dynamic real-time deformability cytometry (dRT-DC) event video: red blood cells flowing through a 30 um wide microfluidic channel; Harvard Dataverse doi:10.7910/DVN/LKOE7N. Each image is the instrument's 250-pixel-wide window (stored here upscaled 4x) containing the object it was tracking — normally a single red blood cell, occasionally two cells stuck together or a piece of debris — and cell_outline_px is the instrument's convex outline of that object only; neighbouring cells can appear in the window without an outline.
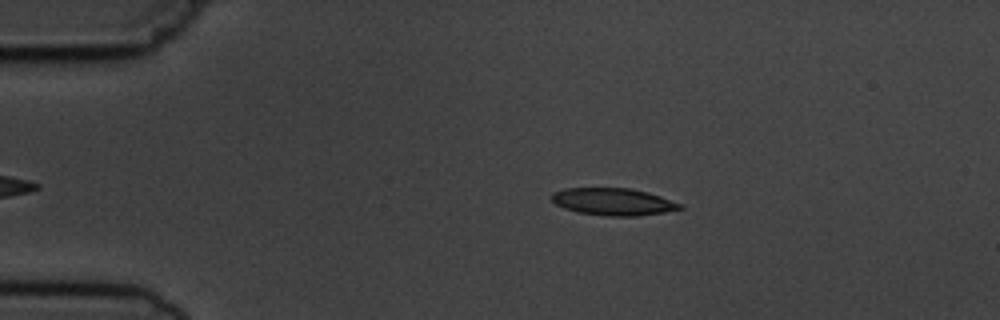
{"species": "common noctule bat (a hibernating species)", "species_latin": "Nyctalus noctula", "temperature_condition": "cold", "stored_images_in_passage": 2, "camera_frame_rate_fps": 3000, "um_per_image_px": 0.085, "animal": {"sex": "male", "body_mass_g": 19.5, "forearm_length_mm": 54.6}, "frame": {"image": 1, "passage_image": 1, "time_ms": 0.0, "image_size_px": [1000, 320], "cell_outline_px": [[684, 208], [664, 212], [636, 216], [604, 216], [576, 212], [564, 208], [556, 204], [552, 200], [552, 192], [564, 188], [628, 188], [648, 192], [684, 204]], "centroid_in_image_um": [52.13, 17.15], "position_along_channel_um": 32.9, "area_um2": 20.46}}